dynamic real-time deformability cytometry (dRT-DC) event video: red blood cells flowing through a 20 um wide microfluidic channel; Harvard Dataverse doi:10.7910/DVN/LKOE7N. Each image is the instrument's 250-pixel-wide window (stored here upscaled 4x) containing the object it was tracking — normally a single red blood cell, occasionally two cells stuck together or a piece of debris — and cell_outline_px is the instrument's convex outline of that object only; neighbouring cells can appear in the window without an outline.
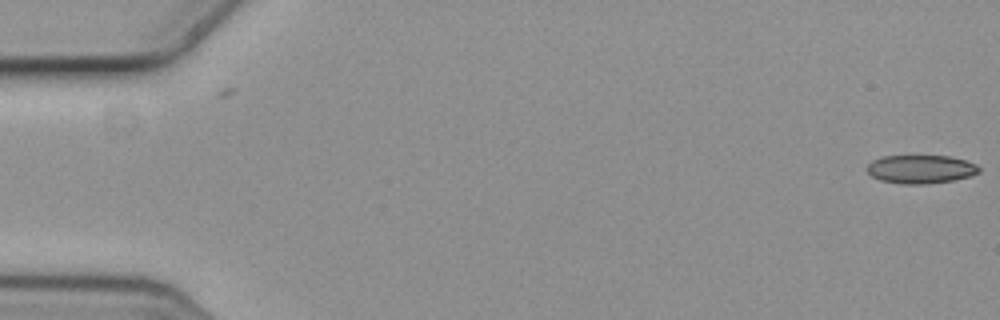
{"species": "common noctule bat (a hibernating species)", "species_latin": "Nyctalus noctula", "temperature_condition": "cold", "stored_images_in_passage": 2, "camera_frame_rate_fps": 3000, "um_per_image_px": 0.085, "animal": {"sex": "female", "body_mass_g": 19.3, "forearm_length_mm": 54.1}, "frame": {"image": 1, "passage_image": 2, "time_ms": 0.333, "image_size_px": [1000, 320], "cell_outline_px": [[980, 172], [968, 176], [952, 180], [924, 184], [904, 184], [880, 180], [872, 176], [868, 172], [868, 164], [872, 160], [880, 156], [948, 156], [964, 160], [976, 164], [980, 168]], "centroid_in_image_um": [78.24, 14.37], "position_along_channel_um": 6.8, "area_um2": 18.38}}